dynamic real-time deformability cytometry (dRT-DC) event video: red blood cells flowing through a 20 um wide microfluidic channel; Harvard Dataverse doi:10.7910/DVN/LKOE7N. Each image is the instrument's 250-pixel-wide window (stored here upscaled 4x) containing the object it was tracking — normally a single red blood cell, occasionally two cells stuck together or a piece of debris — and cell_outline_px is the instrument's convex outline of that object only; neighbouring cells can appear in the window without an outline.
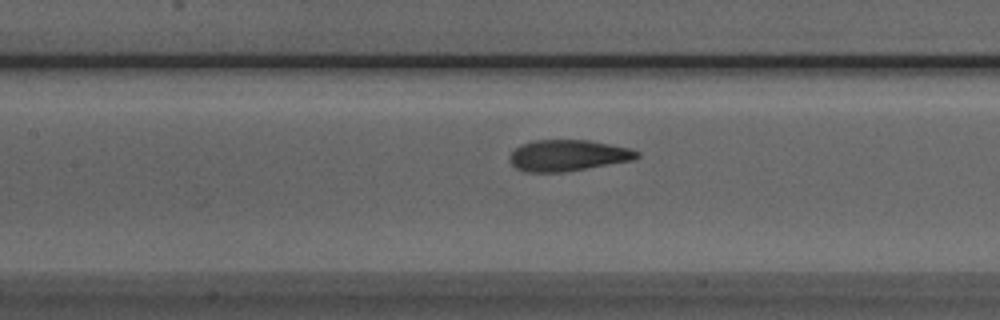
{"species": "Egyptian fruit bat (a non-hibernating species)", "species_latin": "Rousettus aegyptiacus", "temperature_condition": "room temperature", "stored_images_in_passage": 35, "camera_frame_rate_fps": 3000, "um_per_image_px": 0.085, "animal": {"sex": "male"}, "frame": {"image": 1, "passage_image": 9, "time_ms": 2.667, "image_size_px": [1000, 320], "cell_outline_px": [[640, 156], [632, 160], [564, 172], [524, 172], [516, 168], [508, 160], [508, 156], [520, 144], [532, 140], [588, 140], [632, 148], [640, 152]], "centroid_in_image_um": [48.25, 13.21], "position_along_channel_um": 159.2, "area_um2": 23.29}}
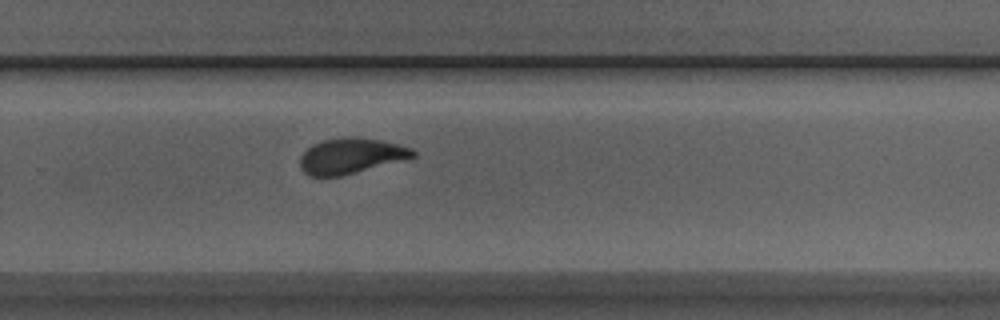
{"frame": {"image": 2, "passage_image": 20, "time_ms": 6.333, "image_size_px": [1000, 320], "cell_outline_px": [[416, 156], [408, 160], [340, 176], [308, 176], [300, 168], [300, 156], [312, 144], [324, 140], [348, 136], [356, 136], [380, 140], [400, 144], [412, 148], [416, 152]], "centroid_in_image_um": [29.88, 13.25], "position_along_channel_um": 299.9, "area_um2": 23.76}}
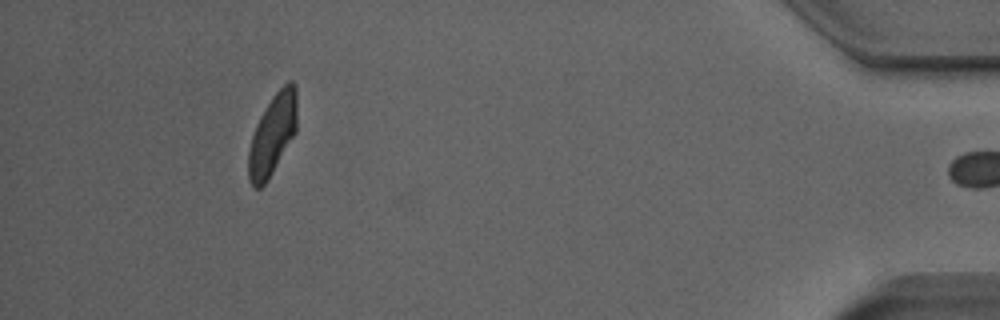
{"frame": {"image": 3, "passage_image": 34, "time_ms": 11.0, "image_size_px": [1000, 320], "cell_outline_px": [[296, 132], [272, 172], [264, 184], [260, 188], [256, 188], [248, 180], [248, 152], [252, 136], [256, 124], [260, 116], [272, 96], [288, 80], [292, 80], [296, 84]], "centroid_in_image_um": [23.16, 11.41], "position_along_channel_um": 412.0, "area_um2": 22.66}, "authors_computed_cell_mechanics": {"area_um2": 23.5246, "velocity_mm_per_s": 3.8581, "shape_relaxation_time_tau1_ms": 3.2047, "shape_relaxation_time_tau2_ms": 0.9875, "deformation_change_tau1": 0.147, "deformation_change_tau2": 0.0608}}